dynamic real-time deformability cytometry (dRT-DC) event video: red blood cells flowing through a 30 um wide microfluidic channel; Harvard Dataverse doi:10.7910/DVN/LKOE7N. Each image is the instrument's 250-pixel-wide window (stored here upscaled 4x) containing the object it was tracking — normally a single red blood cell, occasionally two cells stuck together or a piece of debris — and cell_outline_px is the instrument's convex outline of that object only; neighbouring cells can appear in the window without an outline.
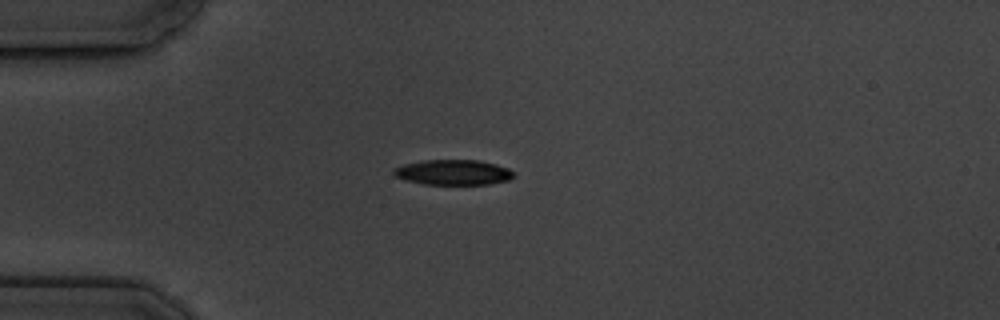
{"species": "common noctule bat (a hibernating species)", "species_latin": "Nyctalus noctula", "temperature_condition": "cold", "stored_images_in_passage": 6, "camera_frame_rate_fps": 3000, "um_per_image_px": 0.085, "animal": {"sex": "male", "body_mass_g": 19.5, "forearm_length_mm": 54.6}, "frame": {"image": 1, "passage_image": 5, "time_ms": 4.667, "image_size_px": [1000, 320], "cell_outline_px": [[512, 176], [508, 180], [488, 184], [424, 184], [408, 180], [396, 176], [392, 172], [392, 168], [404, 164], [424, 160], [480, 160], [496, 164], [508, 168], [512, 172]], "centroid_in_image_um": [38.5, 14.64], "position_along_channel_um": 46.5, "area_um2": 17.46}}